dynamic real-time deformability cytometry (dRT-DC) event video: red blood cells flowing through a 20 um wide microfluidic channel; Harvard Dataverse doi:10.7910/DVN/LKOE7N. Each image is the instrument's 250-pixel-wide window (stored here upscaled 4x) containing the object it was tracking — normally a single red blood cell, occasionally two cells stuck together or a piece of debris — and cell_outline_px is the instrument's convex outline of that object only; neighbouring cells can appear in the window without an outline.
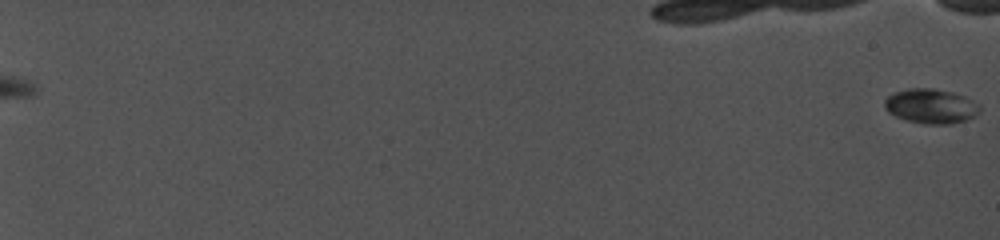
{"species": "common noctule bat (a hibernating species)", "species_latin": "Nyctalus noctula", "temperature_condition": "cold", "stored_images_in_passage": 80, "segment_of_instrument_passage": [1, 2], "camera_frame_rate_fps": 5000, "um_per_image_px": 0.085, "animal": {"sex": "female", "body_mass_g": 19.0, "forearm_length_mm": 56.7}, "frame": {"image": 1, "passage_image": 1, "time_ms": 0.0, "image_size_px": [1000, 240], "cell_outline_px": [[980, 108], [972, 116], [964, 120], [944, 124], [928, 124], [908, 120], [896, 116], [888, 112], [884, 108], [884, 100], [892, 92], [908, 88], [936, 88], [956, 92], [968, 96], [980, 104]], "centroid_in_image_um": [79.11, 8.98], "position_along_channel_um": 5.9, "area_um2": 19.31}}
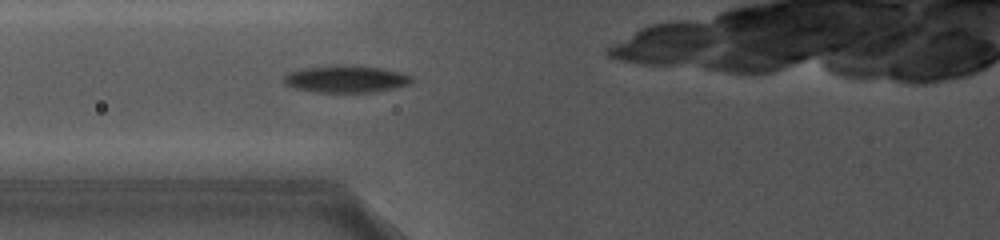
{"frame": {"image": 2, "passage_image": 37, "time_ms": 10.8, "image_size_px": [1000, 240], "cell_outline_px": [[412, 80], [404, 84], [388, 88], [368, 92], [320, 92], [296, 88], [284, 84], [284, 76], [288, 72], [300, 68], [332, 64], [352, 64], [384, 68], [400, 72], [412, 76]], "centroid_in_image_um": [29.32, 6.67], "position_along_channel_um": 96.5, "area_um2": 20.17}}
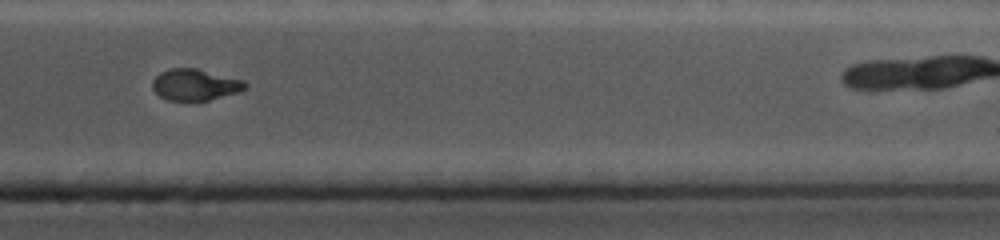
{"frame": {"image": 3, "passage_image": 74, "time_ms": 18.4, "image_size_px": [1000, 240], "cell_outline_px": [[248, 84], [244, 88], [236, 92], [208, 100], [168, 100], [160, 96], [152, 88], [152, 80], [160, 72], [172, 68], [196, 68], [244, 80]], "centroid_in_image_um": [16.55, 7.18], "position_along_channel_um": 394.9, "area_um2": 16.7}}